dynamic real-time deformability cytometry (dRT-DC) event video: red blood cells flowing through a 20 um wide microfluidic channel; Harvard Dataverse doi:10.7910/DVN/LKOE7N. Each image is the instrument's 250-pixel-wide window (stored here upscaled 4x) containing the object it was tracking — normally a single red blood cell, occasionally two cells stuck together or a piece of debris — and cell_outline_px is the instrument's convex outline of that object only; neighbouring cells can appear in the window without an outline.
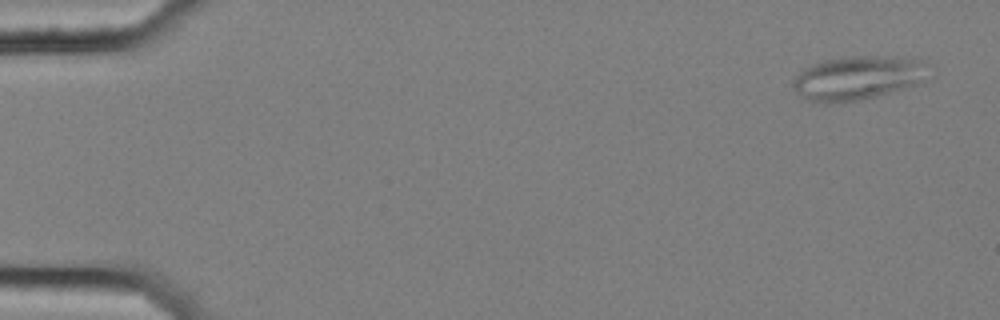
{"species": "common noctule bat (a hibernating species)", "species_latin": "Nyctalus noctula", "temperature_condition": "cold", "stored_images_in_passage": 56, "camera_frame_rate_fps": 3000, "um_per_image_px": 0.085, "animal": {"sex": "female", "body_mass_g": 25.1}, "frame": {"image": 1, "passage_image": 3, "time_ms": 0.667, "image_size_px": [1000, 320], "cell_outline_px": [[932, 80], [924, 84], [860, 100], [828, 104], [824, 104], [808, 100], [796, 92], [792, 88], [792, 80], [804, 68], [812, 64], [824, 60], [852, 56], [868, 56], [924, 60], [932, 76]], "centroid_in_image_um": [72.99, 6.65], "position_along_channel_um": 12.0, "area_um2": 35.37}}
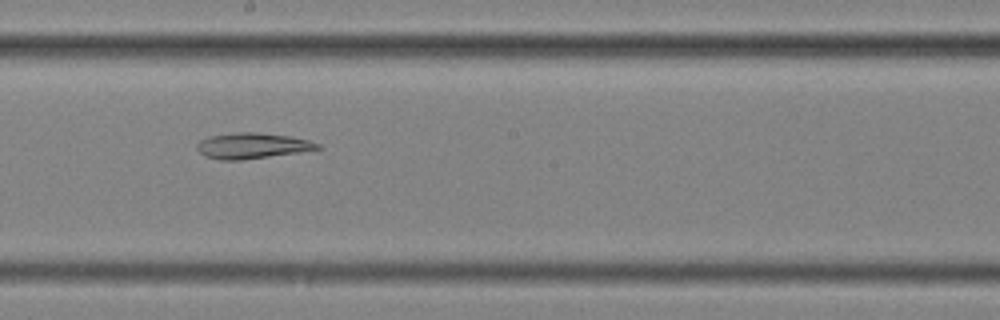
{"frame": {"image": 2, "passage_image": 32, "time_ms": 10.333, "image_size_px": [1000, 320], "cell_outline_px": [[324, 148], [240, 160], [220, 160], [204, 156], [196, 148], [196, 144], [200, 140], [208, 136], [236, 132], [256, 132], [288, 136], [308, 140], [320, 144]], "centroid_in_image_um": [21.38, 12.38], "position_along_channel_um": 226.8, "area_um2": 17.92}}
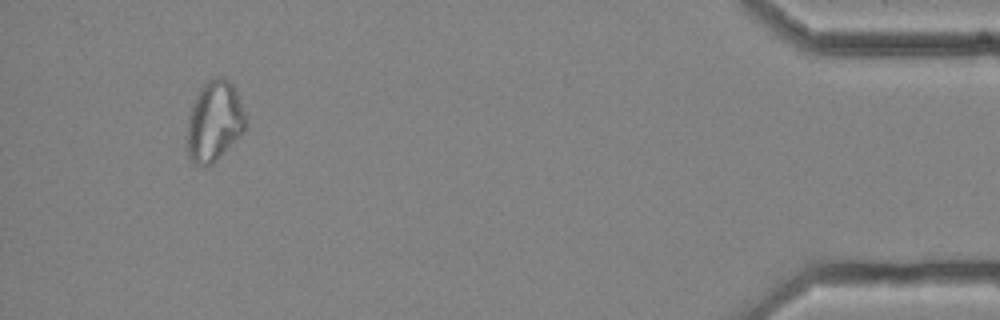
{"frame": {"image": 3, "passage_image": 53, "time_ms": 17.333, "image_size_px": [1000, 320], "cell_outline_px": [[244, 132], [212, 164], [196, 164], [188, 156], [188, 116], [196, 96], [200, 88], [208, 80], [220, 76], [228, 80], [236, 88], [244, 116]], "centroid_in_image_um": [18.21, 10.28], "position_along_channel_um": 417.0, "area_um2": 26.76}}